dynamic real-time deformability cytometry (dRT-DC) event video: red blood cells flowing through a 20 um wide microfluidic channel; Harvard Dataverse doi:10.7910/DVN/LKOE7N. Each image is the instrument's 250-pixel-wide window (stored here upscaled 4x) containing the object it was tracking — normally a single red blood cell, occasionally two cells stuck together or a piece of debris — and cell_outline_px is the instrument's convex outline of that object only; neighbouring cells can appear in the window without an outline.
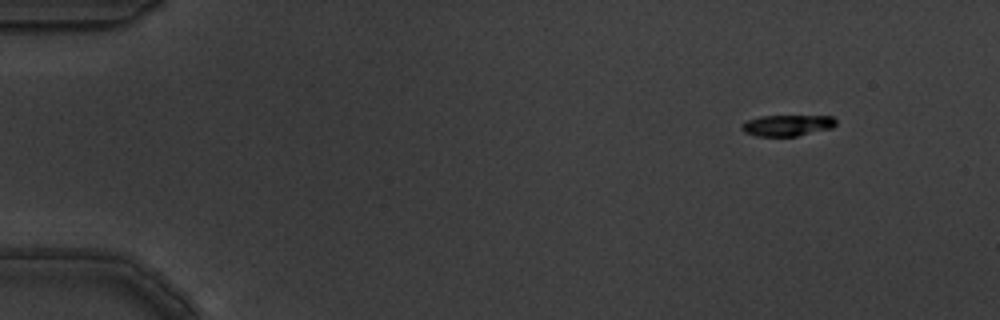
{"species": "common noctule bat (a hibernating species)", "species_latin": "Nyctalus noctula", "temperature_condition": "warm", "stored_images_in_passage": 9, "camera_frame_rate_fps": 3000, "um_per_image_px": 0.085, "animal": {"sex": "male", "body_mass_g": 19.5, "forearm_length_mm": 54.6}, "frame": {"image": 1, "passage_image": 1, "time_ms": 0.0, "image_size_px": [1000, 320], "cell_outline_px": [[836, 124], [832, 128], [796, 136], [756, 136], [744, 132], [740, 128], [740, 124], [744, 120], [760, 116], [832, 116], [836, 120]], "centroid_in_image_um": [66.85, 10.65], "position_along_channel_um": 18.1, "area_um2": 11.73}}
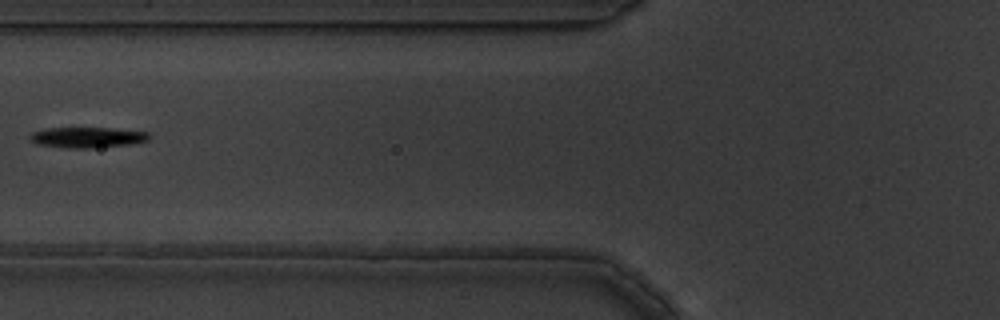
{"frame": {"image": 2, "passage_image": 6, "time_ms": 1.667, "image_size_px": [1000, 320], "cell_outline_px": [[152, 136], [148, 140], [132, 144], [92, 148], [72, 148], [36, 144], [28, 136], [32, 132], [48, 128], [112, 128], [148, 132]], "centroid_in_image_um": [7.46, 11.67], "position_along_channel_um": 118.3, "area_um2": 14.28}}
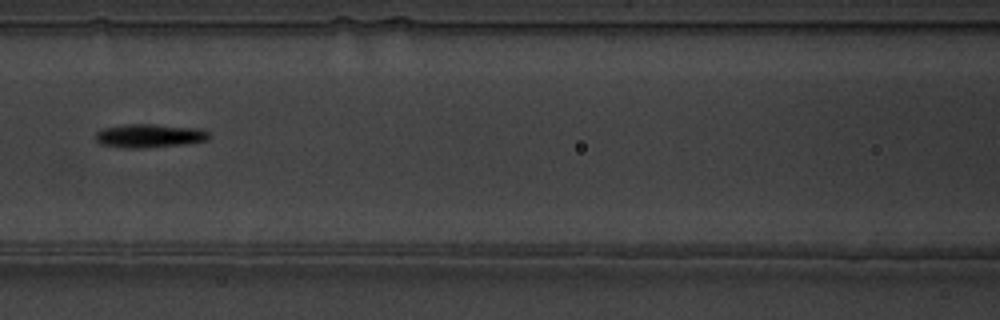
{"frame": {"image": 3, "passage_image": 7, "time_ms": 2.0, "image_size_px": [1000, 320], "cell_outline_px": [[212, 136], [208, 140], [184, 144], [140, 148], [128, 148], [100, 144], [96, 140], [96, 132], [104, 128], [128, 124], [152, 124], [200, 128], [208, 132]], "centroid_in_image_um": [12.74, 11.53], "position_along_channel_um": 153.9, "area_um2": 15.55}}